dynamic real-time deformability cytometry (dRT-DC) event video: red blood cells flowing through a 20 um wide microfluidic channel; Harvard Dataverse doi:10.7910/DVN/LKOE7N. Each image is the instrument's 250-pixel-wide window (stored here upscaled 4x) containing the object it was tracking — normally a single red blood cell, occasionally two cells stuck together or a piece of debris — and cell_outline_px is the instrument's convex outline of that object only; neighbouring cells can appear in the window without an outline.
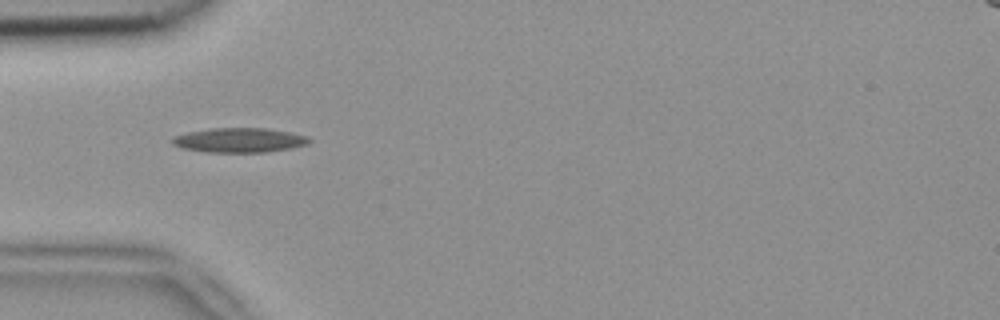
{"species": "common noctule bat (a hibernating species)", "species_latin": "Nyctalus noctula", "temperature_condition": "room temperature", "stored_images_in_passage": 7, "camera_frame_rate_fps": 3000, "um_per_image_px": 0.085, "animal": {"sex": "female", "body_mass_g": 18.4}, "frame": {"image": 1, "passage_image": 3, "time_ms": 0.667, "image_size_px": [1000, 320], "cell_outline_px": [[312, 140], [308, 144], [292, 148], [264, 152], [208, 152], [180, 148], [172, 144], [172, 136], [188, 132], [212, 128], [268, 128], [308, 136]], "centroid_in_image_um": [20.34, 11.91], "position_along_channel_um": 64.7, "area_um2": 19.65}}
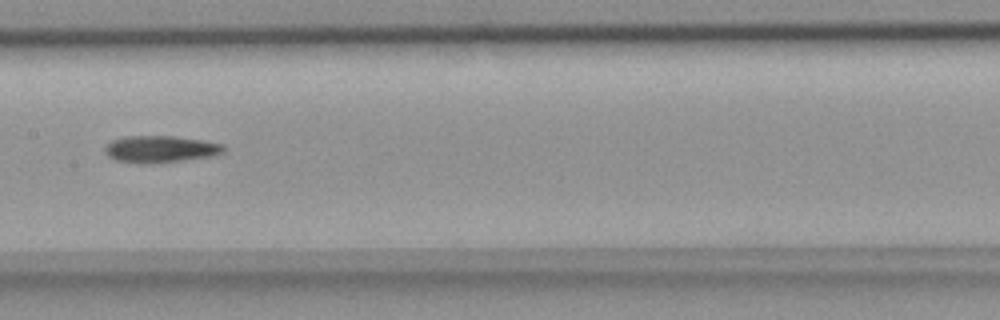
{"frame": {"image": 2, "passage_image": 6, "time_ms": 1.667, "image_size_px": [1000, 320], "cell_outline_px": [[224, 152], [212, 156], [152, 164], [140, 164], [116, 160], [108, 156], [104, 152], [104, 148], [112, 140], [124, 136], [172, 136], [200, 140], [224, 144]], "centroid_in_image_um": [13.6, 12.68], "position_along_channel_um": 193.8, "area_um2": 18.61}}
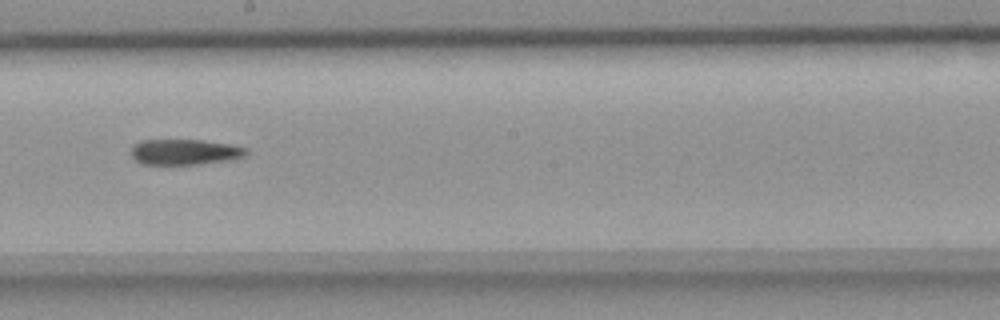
{"frame": {"image": 3, "passage_image": 7, "time_ms": 2.0, "image_size_px": [1000, 320], "cell_outline_px": [[248, 152], [244, 156], [236, 160], [200, 164], [140, 164], [128, 152], [132, 144], [140, 140], [204, 140], [228, 144], [248, 148]], "centroid_in_image_um": [15.69, 12.92], "position_along_channel_um": 232.5, "area_um2": 17.57}}